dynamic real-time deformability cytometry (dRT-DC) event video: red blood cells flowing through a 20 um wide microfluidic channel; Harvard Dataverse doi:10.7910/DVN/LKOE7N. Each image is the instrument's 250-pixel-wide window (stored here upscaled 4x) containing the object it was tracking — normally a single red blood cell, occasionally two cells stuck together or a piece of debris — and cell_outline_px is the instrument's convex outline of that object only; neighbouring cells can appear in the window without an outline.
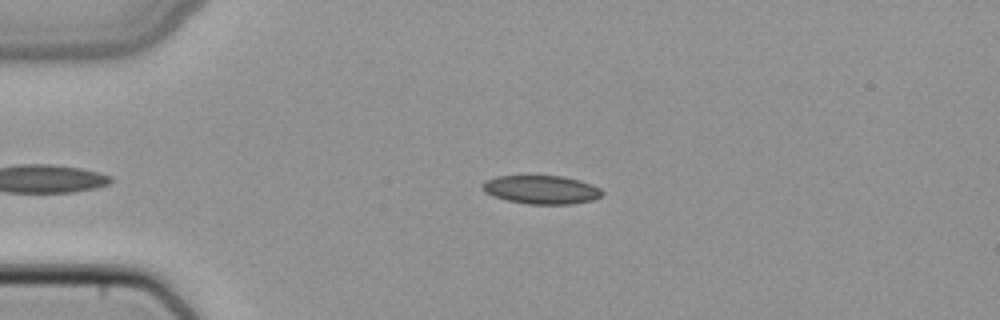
{"species": "common noctule bat (a hibernating species)", "species_latin": "Nyctalus noctula", "temperature_condition": "cold", "stored_images_in_passage": 38, "camera_frame_rate_fps": 3000, "um_per_image_px": 0.085, "animal": {"sex": "female", "body_mass_g": 22.7, "forearm_length_mm": 54.2}, "frame": {"image": 1, "passage_image": 5, "time_ms": 1.333, "image_size_px": [1000, 320], "cell_outline_px": [[604, 192], [600, 196], [592, 200], [572, 204], [528, 204], [508, 200], [484, 192], [480, 184], [484, 180], [496, 176], [564, 176], [580, 180], [592, 184], [600, 188]], "centroid_in_image_um": [46.01, 16.11], "position_along_channel_um": 39.0, "area_um2": 19.94}}
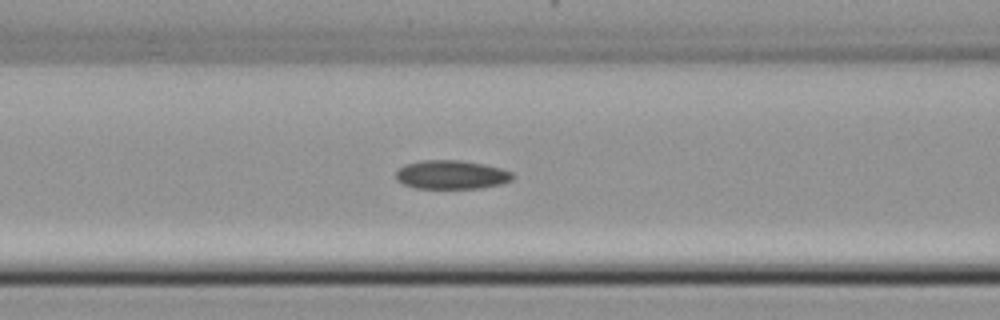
{"frame": {"image": 2, "passage_image": 14, "time_ms": 4.333, "image_size_px": [1000, 320], "cell_outline_px": [[516, 176], [512, 180], [500, 184], [480, 188], [416, 188], [404, 184], [396, 180], [396, 172], [404, 164], [424, 160], [460, 160], [484, 164], [500, 168], [512, 172]], "centroid_in_image_um": [38.38, 14.85], "position_along_channel_um": 128.2, "area_um2": 19.59}}
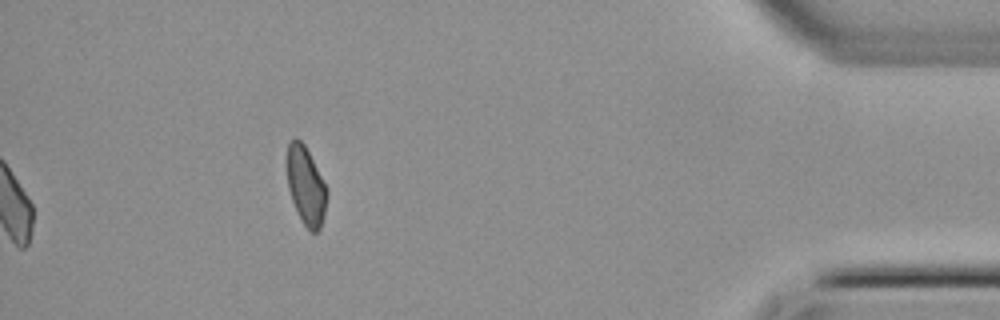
{"frame": {"image": 3, "passage_image": 38, "time_ms": 12.333, "image_size_px": [1000, 320], "cell_outline_px": [[328, 196], [324, 216], [320, 228], [316, 232], [312, 232], [300, 220], [292, 200], [288, 188], [288, 140], [296, 136], [304, 144], [328, 188]], "centroid_in_image_um": [26.02, 15.79], "position_along_channel_um": 409.2, "area_um2": 18.21}}